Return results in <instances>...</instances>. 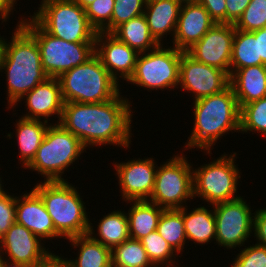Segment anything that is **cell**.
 Returning <instances> with one entry per match:
<instances>
[{
  "label": "cell",
  "instance_id": "1",
  "mask_svg": "<svg viewBox=\"0 0 266 267\" xmlns=\"http://www.w3.org/2000/svg\"><path fill=\"white\" fill-rule=\"evenodd\" d=\"M131 103L121 92L99 103L66 102L59 124L87 149L102 145L130 149L134 113Z\"/></svg>",
  "mask_w": 266,
  "mask_h": 267
},
{
  "label": "cell",
  "instance_id": "2",
  "mask_svg": "<svg viewBox=\"0 0 266 267\" xmlns=\"http://www.w3.org/2000/svg\"><path fill=\"white\" fill-rule=\"evenodd\" d=\"M20 15L11 39L4 46L1 70L6 74L5 83L8 107L11 108L48 76L41 65V53L36 39L20 24Z\"/></svg>",
  "mask_w": 266,
  "mask_h": 267
},
{
  "label": "cell",
  "instance_id": "3",
  "mask_svg": "<svg viewBox=\"0 0 266 267\" xmlns=\"http://www.w3.org/2000/svg\"><path fill=\"white\" fill-rule=\"evenodd\" d=\"M193 104L194 125L183 152L196 148L210 155L220 138L240 132V107L231 85L220 93L194 100Z\"/></svg>",
  "mask_w": 266,
  "mask_h": 267
},
{
  "label": "cell",
  "instance_id": "4",
  "mask_svg": "<svg viewBox=\"0 0 266 267\" xmlns=\"http://www.w3.org/2000/svg\"><path fill=\"white\" fill-rule=\"evenodd\" d=\"M38 182L32 189L41 197L55 230L63 239L87 234L91 216L78 188L68 181Z\"/></svg>",
  "mask_w": 266,
  "mask_h": 267
},
{
  "label": "cell",
  "instance_id": "5",
  "mask_svg": "<svg viewBox=\"0 0 266 267\" xmlns=\"http://www.w3.org/2000/svg\"><path fill=\"white\" fill-rule=\"evenodd\" d=\"M66 102L99 103L114 99L122 90L117 81L94 54L85 63L58 77Z\"/></svg>",
  "mask_w": 266,
  "mask_h": 267
},
{
  "label": "cell",
  "instance_id": "6",
  "mask_svg": "<svg viewBox=\"0 0 266 267\" xmlns=\"http://www.w3.org/2000/svg\"><path fill=\"white\" fill-rule=\"evenodd\" d=\"M86 147L78 137L53 122L48 126L32 162L25 168L43 177V181H67L64 172L78 162ZM78 159V161H77ZM43 175V176H42Z\"/></svg>",
  "mask_w": 266,
  "mask_h": 267
},
{
  "label": "cell",
  "instance_id": "7",
  "mask_svg": "<svg viewBox=\"0 0 266 267\" xmlns=\"http://www.w3.org/2000/svg\"><path fill=\"white\" fill-rule=\"evenodd\" d=\"M38 43L41 65L48 77L58 78L95 54V42H68L47 33L32 17L20 23Z\"/></svg>",
  "mask_w": 266,
  "mask_h": 267
},
{
  "label": "cell",
  "instance_id": "8",
  "mask_svg": "<svg viewBox=\"0 0 266 267\" xmlns=\"http://www.w3.org/2000/svg\"><path fill=\"white\" fill-rule=\"evenodd\" d=\"M32 18L49 34L68 42H95L97 31L74 0H42Z\"/></svg>",
  "mask_w": 266,
  "mask_h": 267
},
{
  "label": "cell",
  "instance_id": "9",
  "mask_svg": "<svg viewBox=\"0 0 266 267\" xmlns=\"http://www.w3.org/2000/svg\"><path fill=\"white\" fill-rule=\"evenodd\" d=\"M237 153L225 152L210 163L200 165L193 170V197L205 200L208 207L241 197L237 195L240 183L241 170L235 161ZM209 202V203H208Z\"/></svg>",
  "mask_w": 266,
  "mask_h": 267
},
{
  "label": "cell",
  "instance_id": "10",
  "mask_svg": "<svg viewBox=\"0 0 266 267\" xmlns=\"http://www.w3.org/2000/svg\"><path fill=\"white\" fill-rule=\"evenodd\" d=\"M183 52L173 46L159 44L150 51L140 53L134 73L126 83L143 87L148 92L178 89Z\"/></svg>",
  "mask_w": 266,
  "mask_h": 267
},
{
  "label": "cell",
  "instance_id": "11",
  "mask_svg": "<svg viewBox=\"0 0 266 267\" xmlns=\"http://www.w3.org/2000/svg\"><path fill=\"white\" fill-rule=\"evenodd\" d=\"M173 154L157 168L152 195L148 201L165 210L182 209L193 197V165L187 155Z\"/></svg>",
  "mask_w": 266,
  "mask_h": 267
},
{
  "label": "cell",
  "instance_id": "12",
  "mask_svg": "<svg viewBox=\"0 0 266 267\" xmlns=\"http://www.w3.org/2000/svg\"><path fill=\"white\" fill-rule=\"evenodd\" d=\"M243 196L212 205L216 221L217 246L233 250L248 243L253 236L254 210Z\"/></svg>",
  "mask_w": 266,
  "mask_h": 267
},
{
  "label": "cell",
  "instance_id": "13",
  "mask_svg": "<svg viewBox=\"0 0 266 267\" xmlns=\"http://www.w3.org/2000/svg\"><path fill=\"white\" fill-rule=\"evenodd\" d=\"M44 243L25 226L15 222L0 238V256L13 262L42 267L57 256Z\"/></svg>",
  "mask_w": 266,
  "mask_h": 267
},
{
  "label": "cell",
  "instance_id": "14",
  "mask_svg": "<svg viewBox=\"0 0 266 267\" xmlns=\"http://www.w3.org/2000/svg\"><path fill=\"white\" fill-rule=\"evenodd\" d=\"M179 85L193 101L220 93L230 85V76L223 70L194 60L186 52L180 59Z\"/></svg>",
  "mask_w": 266,
  "mask_h": 267
},
{
  "label": "cell",
  "instance_id": "15",
  "mask_svg": "<svg viewBox=\"0 0 266 267\" xmlns=\"http://www.w3.org/2000/svg\"><path fill=\"white\" fill-rule=\"evenodd\" d=\"M112 163L122 200H149L152 195L158 164L153 157Z\"/></svg>",
  "mask_w": 266,
  "mask_h": 267
},
{
  "label": "cell",
  "instance_id": "16",
  "mask_svg": "<svg viewBox=\"0 0 266 267\" xmlns=\"http://www.w3.org/2000/svg\"><path fill=\"white\" fill-rule=\"evenodd\" d=\"M234 34L233 24L216 23L185 52L194 60L221 69L230 76Z\"/></svg>",
  "mask_w": 266,
  "mask_h": 267
},
{
  "label": "cell",
  "instance_id": "17",
  "mask_svg": "<svg viewBox=\"0 0 266 267\" xmlns=\"http://www.w3.org/2000/svg\"><path fill=\"white\" fill-rule=\"evenodd\" d=\"M95 54L103 66L117 81L129 80L135 70L139 52L119 41L111 33L97 32L95 38Z\"/></svg>",
  "mask_w": 266,
  "mask_h": 267
},
{
  "label": "cell",
  "instance_id": "18",
  "mask_svg": "<svg viewBox=\"0 0 266 267\" xmlns=\"http://www.w3.org/2000/svg\"><path fill=\"white\" fill-rule=\"evenodd\" d=\"M24 99L26 114L21 115L25 119L43 120L49 122L52 117L55 124H59L64 107V100L58 78L48 77L44 82L39 83L33 90L25 94L11 109L16 108L18 103ZM28 110V112H27Z\"/></svg>",
  "mask_w": 266,
  "mask_h": 267
},
{
  "label": "cell",
  "instance_id": "19",
  "mask_svg": "<svg viewBox=\"0 0 266 267\" xmlns=\"http://www.w3.org/2000/svg\"><path fill=\"white\" fill-rule=\"evenodd\" d=\"M23 195H16V222L25 226L43 242L63 238L53 225L41 197L31 188Z\"/></svg>",
  "mask_w": 266,
  "mask_h": 267
},
{
  "label": "cell",
  "instance_id": "20",
  "mask_svg": "<svg viewBox=\"0 0 266 267\" xmlns=\"http://www.w3.org/2000/svg\"><path fill=\"white\" fill-rule=\"evenodd\" d=\"M208 11L197 2L182 3L177 21L173 47L186 51L215 25Z\"/></svg>",
  "mask_w": 266,
  "mask_h": 267
},
{
  "label": "cell",
  "instance_id": "21",
  "mask_svg": "<svg viewBox=\"0 0 266 267\" xmlns=\"http://www.w3.org/2000/svg\"><path fill=\"white\" fill-rule=\"evenodd\" d=\"M181 5L179 0H146L143 15L150 34L159 44H164L163 38L170 34L173 40Z\"/></svg>",
  "mask_w": 266,
  "mask_h": 267
},
{
  "label": "cell",
  "instance_id": "22",
  "mask_svg": "<svg viewBox=\"0 0 266 267\" xmlns=\"http://www.w3.org/2000/svg\"><path fill=\"white\" fill-rule=\"evenodd\" d=\"M67 240L73 249L78 250V253L76 259L57 255L63 267H112L111 249L93 239L89 234L71 237Z\"/></svg>",
  "mask_w": 266,
  "mask_h": 267
},
{
  "label": "cell",
  "instance_id": "23",
  "mask_svg": "<svg viewBox=\"0 0 266 267\" xmlns=\"http://www.w3.org/2000/svg\"><path fill=\"white\" fill-rule=\"evenodd\" d=\"M239 107L266 96V65H254L235 70L230 75Z\"/></svg>",
  "mask_w": 266,
  "mask_h": 267
},
{
  "label": "cell",
  "instance_id": "24",
  "mask_svg": "<svg viewBox=\"0 0 266 267\" xmlns=\"http://www.w3.org/2000/svg\"><path fill=\"white\" fill-rule=\"evenodd\" d=\"M15 122V134L8 132L6 137L11 140L15 135L20 158L18 160L20 162L18 163L25 169L35 157L40 144L44 140L47 128L51 123L44 120L25 119L22 117H19L18 120L16 119Z\"/></svg>",
  "mask_w": 266,
  "mask_h": 267
},
{
  "label": "cell",
  "instance_id": "25",
  "mask_svg": "<svg viewBox=\"0 0 266 267\" xmlns=\"http://www.w3.org/2000/svg\"><path fill=\"white\" fill-rule=\"evenodd\" d=\"M188 207H183V222L187 242L193 241V244L202 246L215 241L216 221L213 209L209 210L210 208L201 206V204L191 210Z\"/></svg>",
  "mask_w": 266,
  "mask_h": 267
},
{
  "label": "cell",
  "instance_id": "26",
  "mask_svg": "<svg viewBox=\"0 0 266 267\" xmlns=\"http://www.w3.org/2000/svg\"><path fill=\"white\" fill-rule=\"evenodd\" d=\"M93 225L90 222L87 234L111 250L130 239L128 216L125 210L110 211L99 219L98 225H96L97 233H95Z\"/></svg>",
  "mask_w": 266,
  "mask_h": 267
},
{
  "label": "cell",
  "instance_id": "27",
  "mask_svg": "<svg viewBox=\"0 0 266 267\" xmlns=\"http://www.w3.org/2000/svg\"><path fill=\"white\" fill-rule=\"evenodd\" d=\"M128 212L129 234L131 239L141 240L157 230L159 219L165 210L148 200L126 201Z\"/></svg>",
  "mask_w": 266,
  "mask_h": 267
},
{
  "label": "cell",
  "instance_id": "28",
  "mask_svg": "<svg viewBox=\"0 0 266 267\" xmlns=\"http://www.w3.org/2000/svg\"><path fill=\"white\" fill-rule=\"evenodd\" d=\"M261 65L259 29L243 31L235 29L230 75L237 69Z\"/></svg>",
  "mask_w": 266,
  "mask_h": 267
},
{
  "label": "cell",
  "instance_id": "29",
  "mask_svg": "<svg viewBox=\"0 0 266 267\" xmlns=\"http://www.w3.org/2000/svg\"><path fill=\"white\" fill-rule=\"evenodd\" d=\"M111 34L139 53L150 51L159 45L150 34L144 15L119 25Z\"/></svg>",
  "mask_w": 266,
  "mask_h": 267
},
{
  "label": "cell",
  "instance_id": "30",
  "mask_svg": "<svg viewBox=\"0 0 266 267\" xmlns=\"http://www.w3.org/2000/svg\"><path fill=\"white\" fill-rule=\"evenodd\" d=\"M158 233L168 242L177 254H182L187 244L183 222V208L164 210L157 226Z\"/></svg>",
  "mask_w": 266,
  "mask_h": 267
},
{
  "label": "cell",
  "instance_id": "31",
  "mask_svg": "<svg viewBox=\"0 0 266 267\" xmlns=\"http://www.w3.org/2000/svg\"><path fill=\"white\" fill-rule=\"evenodd\" d=\"M112 267H154L140 240L128 239L111 250Z\"/></svg>",
  "mask_w": 266,
  "mask_h": 267
},
{
  "label": "cell",
  "instance_id": "32",
  "mask_svg": "<svg viewBox=\"0 0 266 267\" xmlns=\"http://www.w3.org/2000/svg\"><path fill=\"white\" fill-rule=\"evenodd\" d=\"M147 256L154 267H179L177 264L178 254L172 249L168 242L158 233L151 232L141 240ZM175 262L176 265H175Z\"/></svg>",
  "mask_w": 266,
  "mask_h": 267
},
{
  "label": "cell",
  "instance_id": "33",
  "mask_svg": "<svg viewBox=\"0 0 266 267\" xmlns=\"http://www.w3.org/2000/svg\"><path fill=\"white\" fill-rule=\"evenodd\" d=\"M251 132L266 136V96L240 107V133Z\"/></svg>",
  "mask_w": 266,
  "mask_h": 267
},
{
  "label": "cell",
  "instance_id": "34",
  "mask_svg": "<svg viewBox=\"0 0 266 267\" xmlns=\"http://www.w3.org/2000/svg\"><path fill=\"white\" fill-rule=\"evenodd\" d=\"M114 10V0H94L85 12L90 25L97 32L111 33V19Z\"/></svg>",
  "mask_w": 266,
  "mask_h": 267
},
{
  "label": "cell",
  "instance_id": "35",
  "mask_svg": "<svg viewBox=\"0 0 266 267\" xmlns=\"http://www.w3.org/2000/svg\"><path fill=\"white\" fill-rule=\"evenodd\" d=\"M234 27L243 31L266 28V0H251Z\"/></svg>",
  "mask_w": 266,
  "mask_h": 267
},
{
  "label": "cell",
  "instance_id": "36",
  "mask_svg": "<svg viewBox=\"0 0 266 267\" xmlns=\"http://www.w3.org/2000/svg\"><path fill=\"white\" fill-rule=\"evenodd\" d=\"M146 0H114L111 33L121 24L143 15Z\"/></svg>",
  "mask_w": 266,
  "mask_h": 267
},
{
  "label": "cell",
  "instance_id": "37",
  "mask_svg": "<svg viewBox=\"0 0 266 267\" xmlns=\"http://www.w3.org/2000/svg\"><path fill=\"white\" fill-rule=\"evenodd\" d=\"M239 249L230 267H266V246L256 243Z\"/></svg>",
  "mask_w": 266,
  "mask_h": 267
},
{
  "label": "cell",
  "instance_id": "38",
  "mask_svg": "<svg viewBox=\"0 0 266 267\" xmlns=\"http://www.w3.org/2000/svg\"><path fill=\"white\" fill-rule=\"evenodd\" d=\"M9 192L0 196V238L16 222V196Z\"/></svg>",
  "mask_w": 266,
  "mask_h": 267
},
{
  "label": "cell",
  "instance_id": "39",
  "mask_svg": "<svg viewBox=\"0 0 266 267\" xmlns=\"http://www.w3.org/2000/svg\"><path fill=\"white\" fill-rule=\"evenodd\" d=\"M215 23H226V0H198Z\"/></svg>",
  "mask_w": 266,
  "mask_h": 267
},
{
  "label": "cell",
  "instance_id": "40",
  "mask_svg": "<svg viewBox=\"0 0 266 267\" xmlns=\"http://www.w3.org/2000/svg\"><path fill=\"white\" fill-rule=\"evenodd\" d=\"M253 232V237H256V242L266 246V207L255 210Z\"/></svg>",
  "mask_w": 266,
  "mask_h": 267
},
{
  "label": "cell",
  "instance_id": "41",
  "mask_svg": "<svg viewBox=\"0 0 266 267\" xmlns=\"http://www.w3.org/2000/svg\"><path fill=\"white\" fill-rule=\"evenodd\" d=\"M251 0H226V24H235Z\"/></svg>",
  "mask_w": 266,
  "mask_h": 267
},
{
  "label": "cell",
  "instance_id": "42",
  "mask_svg": "<svg viewBox=\"0 0 266 267\" xmlns=\"http://www.w3.org/2000/svg\"><path fill=\"white\" fill-rule=\"evenodd\" d=\"M17 3V0H0V21L5 22L3 25L8 24L10 20V15H13V12L16 11V7H14ZM14 10V11H13Z\"/></svg>",
  "mask_w": 266,
  "mask_h": 267
},
{
  "label": "cell",
  "instance_id": "43",
  "mask_svg": "<svg viewBox=\"0 0 266 267\" xmlns=\"http://www.w3.org/2000/svg\"><path fill=\"white\" fill-rule=\"evenodd\" d=\"M259 48L261 65H266V28L259 29Z\"/></svg>",
  "mask_w": 266,
  "mask_h": 267
},
{
  "label": "cell",
  "instance_id": "44",
  "mask_svg": "<svg viewBox=\"0 0 266 267\" xmlns=\"http://www.w3.org/2000/svg\"><path fill=\"white\" fill-rule=\"evenodd\" d=\"M2 267H33V266L25 263L13 262L2 258Z\"/></svg>",
  "mask_w": 266,
  "mask_h": 267
},
{
  "label": "cell",
  "instance_id": "45",
  "mask_svg": "<svg viewBox=\"0 0 266 267\" xmlns=\"http://www.w3.org/2000/svg\"><path fill=\"white\" fill-rule=\"evenodd\" d=\"M42 267H63V265H62V262L60 261V259L58 258V256H56L49 263H47L46 265H44Z\"/></svg>",
  "mask_w": 266,
  "mask_h": 267
},
{
  "label": "cell",
  "instance_id": "46",
  "mask_svg": "<svg viewBox=\"0 0 266 267\" xmlns=\"http://www.w3.org/2000/svg\"><path fill=\"white\" fill-rule=\"evenodd\" d=\"M2 36L0 34V70H1L2 58H3V54H4V46H5V42H6V38L4 37V35H2Z\"/></svg>",
  "mask_w": 266,
  "mask_h": 267
},
{
  "label": "cell",
  "instance_id": "47",
  "mask_svg": "<svg viewBox=\"0 0 266 267\" xmlns=\"http://www.w3.org/2000/svg\"><path fill=\"white\" fill-rule=\"evenodd\" d=\"M77 4H79L82 8H86L90 3L94 0H74Z\"/></svg>",
  "mask_w": 266,
  "mask_h": 267
},
{
  "label": "cell",
  "instance_id": "48",
  "mask_svg": "<svg viewBox=\"0 0 266 267\" xmlns=\"http://www.w3.org/2000/svg\"><path fill=\"white\" fill-rule=\"evenodd\" d=\"M2 175H0V196H2L4 193H6L7 191L3 188L4 187V183H2Z\"/></svg>",
  "mask_w": 266,
  "mask_h": 267
},
{
  "label": "cell",
  "instance_id": "49",
  "mask_svg": "<svg viewBox=\"0 0 266 267\" xmlns=\"http://www.w3.org/2000/svg\"><path fill=\"white\" fill-rule=\"evenodd\" d=\"M181 3L197 2L198 0H179Z\"/></svg>",
  "mask_w": 266,
  "mask_h": 267
},
{
  "label": "cell",
  "instance_id": "50",
  "mask_svg": "<svg viewBox=\"0 0 266 267\" xmlns=\"http://www.w3.org/2000/svg\"><path fill=\"white\" fill-rule=\"evenodd\" d=\"M0 267H2V257L0 256Z\"/></svg>",
  "mask_w": 266,
  "mask_h": 267
}]
</instances>
